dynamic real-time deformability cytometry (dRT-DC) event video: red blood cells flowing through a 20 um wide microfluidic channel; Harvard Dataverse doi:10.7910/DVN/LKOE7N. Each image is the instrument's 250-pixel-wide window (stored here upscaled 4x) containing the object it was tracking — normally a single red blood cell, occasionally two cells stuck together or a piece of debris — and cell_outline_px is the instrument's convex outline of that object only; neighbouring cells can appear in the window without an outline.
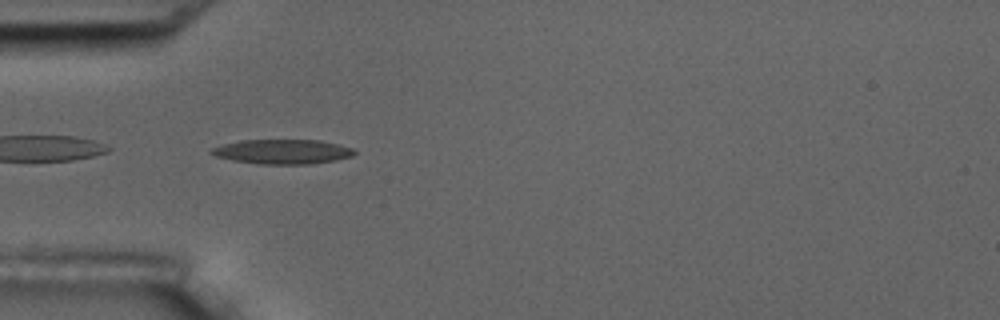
{"species": "common noctule bat (a hibernating species)", "species_latin": "Nyctalus noctula", "temperature_condition": "room temperature", "stored_images_in_passage": 38, "camera_frame_rate_fps": 3000, "um_per_image_px": 0.085, "animal": {"sex": "male", "body_mass_g": 17.5, "forearm_length_mm": 52.3}, "frame": {"image": 1, "passage_image": 1, "time_ms": 0.0, "image_size_px": [1000, 320], "cell_outline_px": [[356, 152], [352, 156], [336, 160], [308, 164], [260, 164], [232, 160], [216, 156], [208, 152], [212, 148], [224, 144], [240, 140], [320, 140], [340, 144], [352, 148]], "centroid_in_image_um": [24.02, 12.89], "position_along_channel_um": 61.0, "area_um2": 20.46}}
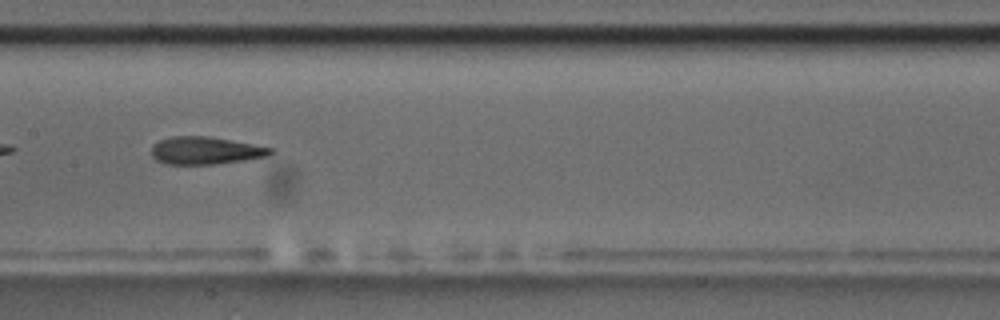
{"frame": {"image": 2, "passage_image": 12, "time_ms": 3.667, "image_size_px": [1000, 320], "cell_outline_px": [[272, 152], [268, 156], [244, 160], [216, 164], [168, 164], [156, 160], [152, 156], [152, 144], [160, 140], [172, 136], [208, 136], [272, 148]], "centroid_in_image_um": [17.42, 12.8], "position_along_channel_um": 190.0, "area_um2": 18.9}, "authors_computed_cell_mechanics": {"area_um2": 19.6809, "velocity_mm_per_s": 3.576, "shape_relaxation_time_tau1_ms": 5.3011, "shape_relaxation_time_tau2_ms": 2.5418, "deformation_change_tau1": 0.1769, "deformation_change_tau2": 0.1254}}